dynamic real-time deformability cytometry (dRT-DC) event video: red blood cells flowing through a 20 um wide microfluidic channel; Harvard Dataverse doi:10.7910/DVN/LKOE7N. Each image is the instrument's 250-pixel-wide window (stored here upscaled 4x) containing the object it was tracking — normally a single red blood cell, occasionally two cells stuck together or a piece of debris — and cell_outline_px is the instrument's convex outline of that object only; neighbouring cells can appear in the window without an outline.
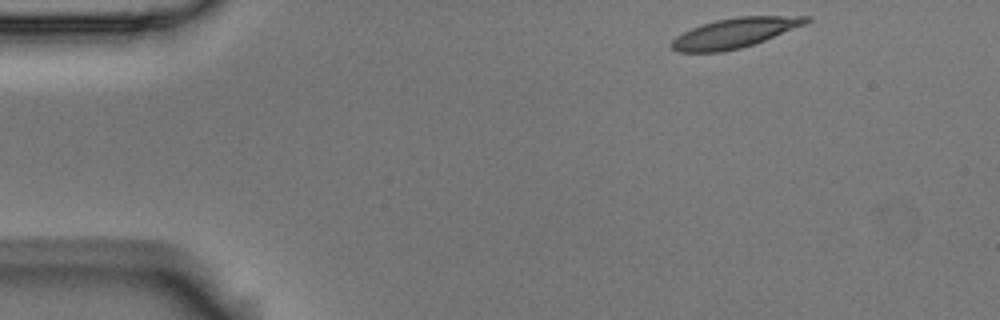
{"species": "Egyptian fruit bat (a non-hibernating species)", "species_latin": "Rousettus aegyptiacus", "temperature_condition": "room temperature", "stored_images_in_passage": 8, "camera_frame_rate_fps": 3000, "um_per_image_px": 0.085, "animal": {"sex": "male"}, "frame": {"image": 1, "passage_image": 1, "time_ms": 0.0, "image_size_px": [1000, 320], "cell_outline_px": [[812, 20], [804, 24], [764, 40], [740, 48], [720, 52], [676, 52], [672, 48], [672, 40], [676, 36], [692, 28], [716, 20], [736, 16], [812, 16]], "centroid_in_image_um": [62.44, 2.79], "position_along_channel_um": 22.6, "area_um2": 23.0}}
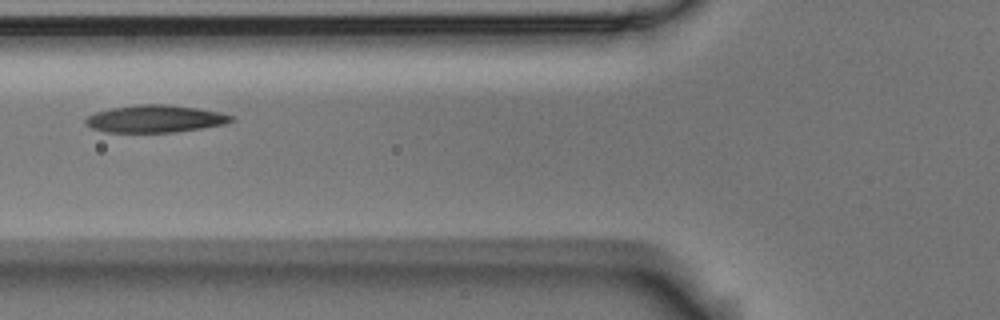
{"frame": {"image": 2, "passage_image": 5, "time_ms": 1.333, "image_size_px": [1000, 320], "cell_outline_px": [[236, 120], [224, 124], [200, 128], [172, 132], [108, 132], [92, 128], [84, 124], [84, 120], [88, 116], [96, 112], [112, 108], [136, 104], [164, 104], [196, 108], [220, 112], [232, 116]], "centroid_in_image_um": [13.17, 10.09], "position_along_channel_um": 112.6, "area_um2": 23.06}}
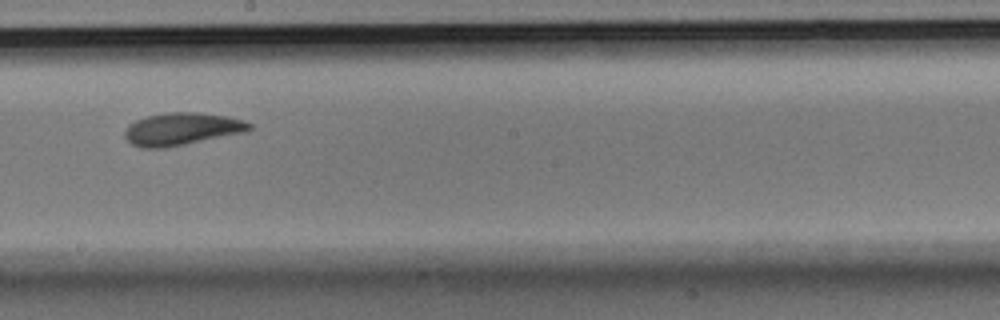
{"frame": {"image": 3, "passage_image": 8, "time_ms": 2.333, "image_size_px": [1000, 320], "cell_outline_px": [[252, 128], [244, 132], [164, 148], [140, 148], [132, 144], [124, 136], [124, 132], [128, 124], [136, 120], [148, 116], [168, 112], [196, 112], [228, 116], [244, 120], [252, 124]], "centroid_in_image_um": [15.43, 10.96], "position_along_channel_um": 232.8, "area_um2": 23.47}}